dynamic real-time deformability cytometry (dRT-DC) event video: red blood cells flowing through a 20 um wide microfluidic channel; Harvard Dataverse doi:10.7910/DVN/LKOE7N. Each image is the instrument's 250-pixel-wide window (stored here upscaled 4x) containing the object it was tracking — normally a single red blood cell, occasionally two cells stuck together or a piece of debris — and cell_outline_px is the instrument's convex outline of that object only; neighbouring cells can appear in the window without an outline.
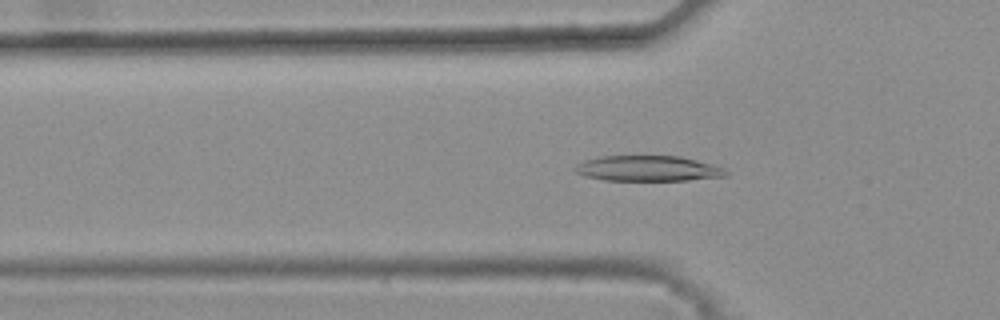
{"species": "common noctule bat (a hibernating species)", "species_latin": "Nyctalus noctula", "temperature_condition": "warm", "stored_images_in_passage": 44, "camera_frame_rate_fps": 3000, "um_per_image_px": 0.085, "animal": {"sex": "female", "body_mass_g": 25.1}, "frame": {"image": 1, "passage_image": 16, "time_ms": 5.0, "image_size_px": [1000, 320], "cell_outline_px": [[728, 176], [688, 180], [604, 180], [584, 176], [576, 172], [572, 168], [576, 164], [584, 160], [600, 156], [680, 156], [696, 160], [724, 168], [728, 172]], "centroid_in_image_um": [55.04, 14.32], "position_along_channel_um": 70.8, "area_um2": 22.43}}
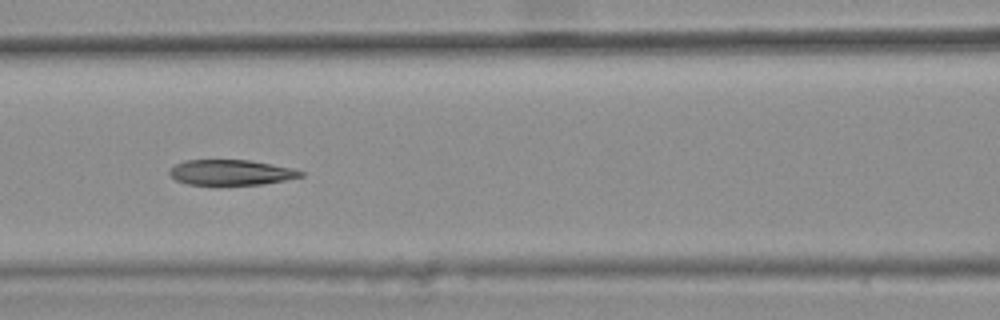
{"frame": {"image": 2, "passage_image": 22, "time_ms": 7.0, "image_size_px": [1000, 320], "cell_outline_px": [[304, 176], [284, 180], [260, 184], [188, 184], [176, 180], [168, 172], [176, 164], [184, 160], [248, 160], [292, 168], [304, 172]], "centroid_in_image_um": [19.63, 14.65], "position_along_channel_um": 147.0, "area_um2": 19.02}}
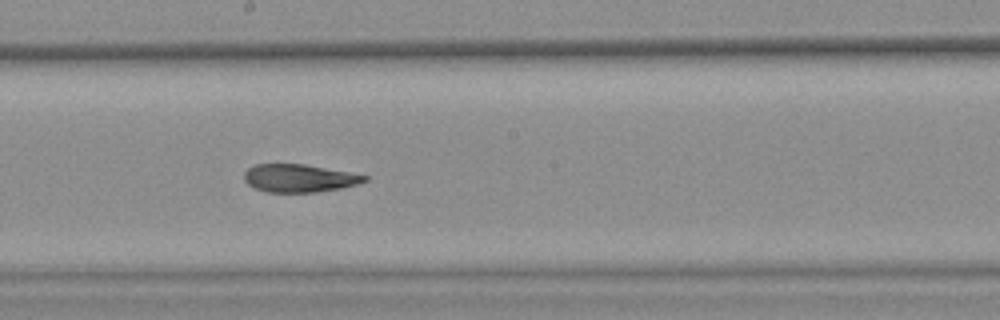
{"frame": {"image": 3, "passage_image": 28, "time_ms": 9.0, "image_size_px": [1000, 320], "cell_outline_px": [[368, 180], [356, 184], [340, 188], [316, 192], [264, 192], [248, 184], [244, 180], [244, 172], [248, 168], [256, 164], [304, 164], [348, 172], [368, 176]], "centroid_in_image_um": [25.4, 15.14], "position_along_channel_um": 222.8, "area_um2": 19.42}, "authors_computed_cell_mechanics": {"area_um2": 21.3282, "velocity_mm_per_s": 3.8012, "shape_relaxation_time_tau1_ms": 10.5806, "shape_relaxation_time_tau2_ms": 2.7351, "deformation_change_tau1": 0.2977, "deformation_change_tau2": 0.1062}}